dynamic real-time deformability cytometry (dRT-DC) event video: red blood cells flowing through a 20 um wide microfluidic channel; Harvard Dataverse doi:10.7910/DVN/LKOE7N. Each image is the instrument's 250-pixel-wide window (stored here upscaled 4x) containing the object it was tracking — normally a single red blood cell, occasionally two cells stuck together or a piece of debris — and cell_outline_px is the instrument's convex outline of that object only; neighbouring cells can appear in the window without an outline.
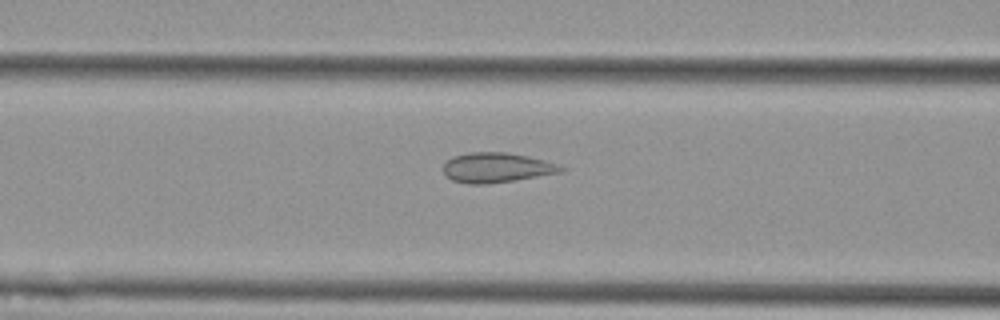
{"species": "Egyptian fruit bat (a non-hibernating species)", "species_latin": "Rousettus aegyptiacus", "temperature_condition": "cold", "stored_images_in_passage": 38, "camera_frame_rate_fps": 3000, "um_per_image_px": 0.085, "animal": {"sex": "female"}, "frame": {"image": 1, "passage_image": 9, "time_ms": 2.667, "image_size_px": [1000, 320], "cell_outline_px": [[568, 168], [564, 172], [516, 180], [488, 184], [468, 184], [452, 180], [444, 172], [444, 164], [452, 156], [472, 152], [508, 152], [528, 156], [544, 160]], "centroid_in_image_um": [42.25, 14.25], "position_along_channel_um": 124.3, "area_um2": 20.58}}
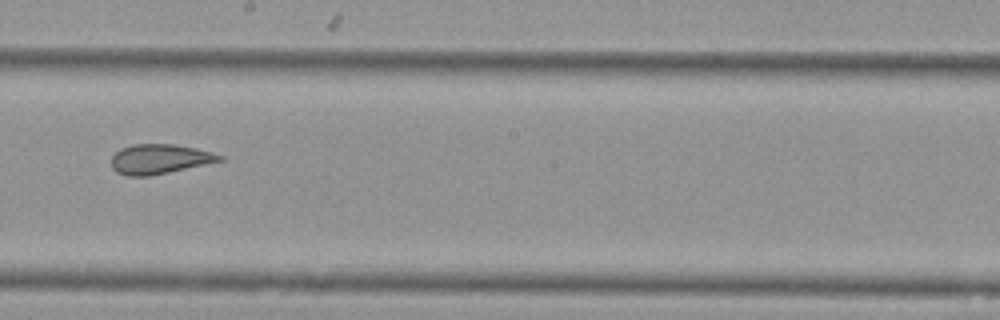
{"frame": {"image": 2, "passage_image": 18, "time_ms": 5.667, "image_size_px": [1000, 320], "cell_outline_px": [[224, 160], [168, 172], [148, 176], [128, 176], [116, 172], [112, 168], [112, 156], [120, 148], [132, 144], [172, 144], [196, 148], [212, 152], [224, 156]], "centroid_in_image_um": [13.55, 13.51], "position_along_channel_um": 234.7, "area_um2": 18.67}}
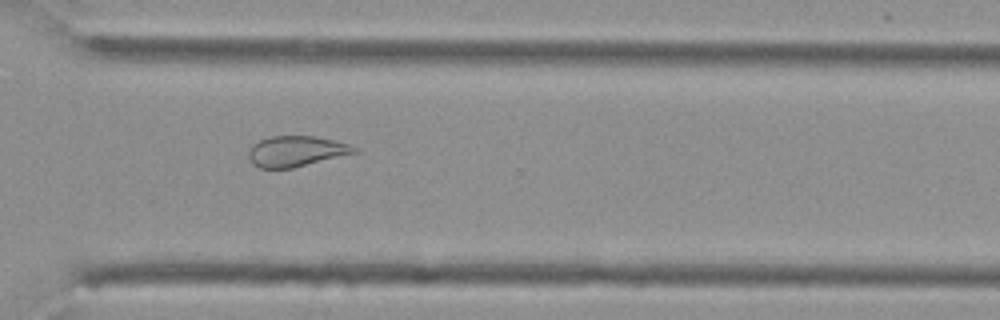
{"frame": {"image": 3, "passage_image": 27, "time_ms": 8.667, "image_size_px": [1000, 320], "cell_outline_px": [[360, 152], [292, 168], [260, 168], [252, 164], [248, 156], [248, 148], [252, 144], [260, 140], [272, 136], [312, 136], [332, 140], [348, 144], [356, 148]], "centroid_in_image_um": [25.14, 12.86], "position_along_channel_um": 345.5, "area_um2": 18.84}, "authors_computed_cell_mechanics": {"area_um2": 20.3167, "velocity_mm_per_s": 3.6867, "shape_relaxation_time_tau1_ms": null, "shape_relaxation_time_tau2_ms": 0.999, "deformation_change_tau1": null, "deformation_change_tau2": 0.0699}}